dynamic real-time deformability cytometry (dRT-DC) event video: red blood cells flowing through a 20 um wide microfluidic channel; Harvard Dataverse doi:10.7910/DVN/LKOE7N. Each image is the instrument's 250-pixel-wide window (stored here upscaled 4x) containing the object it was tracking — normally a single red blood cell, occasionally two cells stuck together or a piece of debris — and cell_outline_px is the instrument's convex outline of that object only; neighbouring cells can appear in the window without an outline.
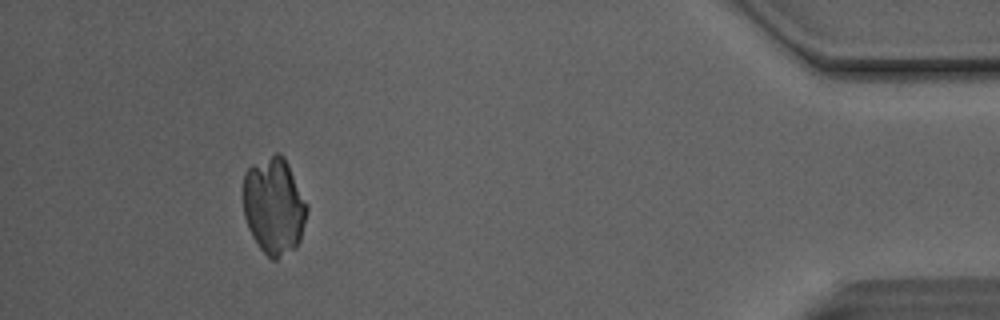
{"species": "Egyptian fruit bat (a non-hibernating species)", "species_latin": "Rousettus aegyptiacus", "temperature_condition": "room temperature", "stored_images_in_passage": 45, "camera_frame_rate_fps": 3000, "um_per_image_px": 0.085, "animal": {"sex": "male"}, "frame": {"image": 1, "passage_image": 41, "time_ms": 13.333, "image_size_px": [1000, 320], "cell_outline_px": [[308, 212], [300, 240], [296, 248], [276, 260], [272, 260], [260, 248], [252, 236], [248, 228], [244, 216], [240, 196], [244, 172], [252, 164], [276, 152], [280, 152], [284, 156], [308, 204]], "centroid_in_image_um": [23.26, 17.49], "position_along_channel_um": 411.9, "area_um2": 36.93}}